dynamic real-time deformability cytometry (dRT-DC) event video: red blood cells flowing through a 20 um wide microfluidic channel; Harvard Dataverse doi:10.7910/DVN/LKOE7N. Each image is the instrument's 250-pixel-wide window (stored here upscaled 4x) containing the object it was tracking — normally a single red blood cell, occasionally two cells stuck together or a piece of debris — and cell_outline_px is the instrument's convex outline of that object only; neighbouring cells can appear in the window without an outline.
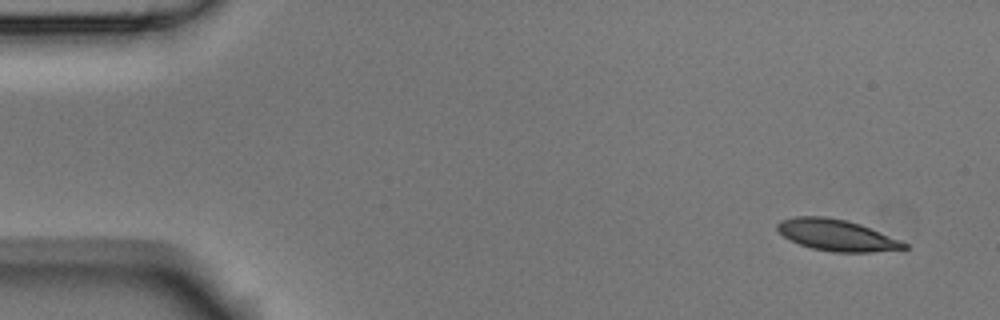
{"species": "Egyptian fruit bat (a non-hibernating species)", "species_latin": "Rousettus aegyptiacus", "temperature_condition": "room temperature", "stored_images_in_passage": 5, "camera_frame_rate_fps": 3000, "um_per_image_px": 0.085, "animal": {"sex": "male"}, "frame": {"image": 1, "passage_image": 1, "time_ms": 0.0, "image_size_px": [1000, 320], "cell_outline_px": [[908, 248], [872, 252], [832, 252], [812, 248], [800, 244], [784, 236], [776, 228], [776, 224], [780, 220], [796, 216], [824, 216], [844, 220], [860, 224], [900, 240], [908, 244]], "centroid_in_image_um": [71.1, 19.98], "position_along_channel_um": 13.9, "area_um2": 22.95}}
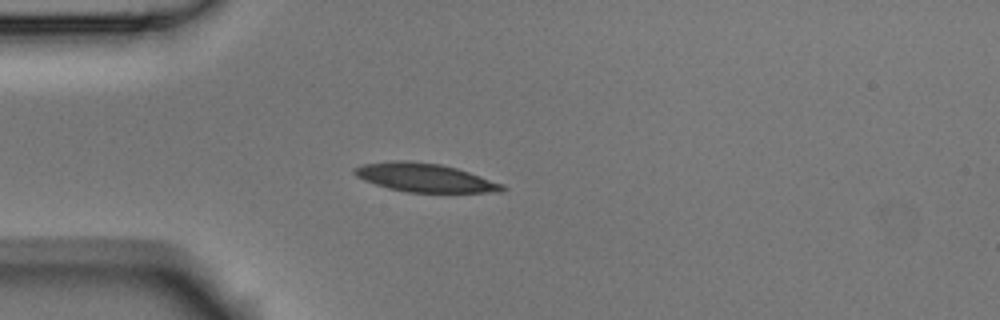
{"frame": {"image": 2, "passage_image": 4, "time_ms": 1.0, "image_size_px": [1000, 320], "cell_outline_px": [[508, 188], [504, 192], [408, 192], [388, 188], [364, 180], [356, 176], [352, 172], [352, 168], [364, 164], [392, 160], [408, 160], [440, 164], [456, 168], [504, 184]], "centroid_in_image_um": [36.1, 15.1], "position_along_channel_um": 48.9, "area_um2": 24.62}}